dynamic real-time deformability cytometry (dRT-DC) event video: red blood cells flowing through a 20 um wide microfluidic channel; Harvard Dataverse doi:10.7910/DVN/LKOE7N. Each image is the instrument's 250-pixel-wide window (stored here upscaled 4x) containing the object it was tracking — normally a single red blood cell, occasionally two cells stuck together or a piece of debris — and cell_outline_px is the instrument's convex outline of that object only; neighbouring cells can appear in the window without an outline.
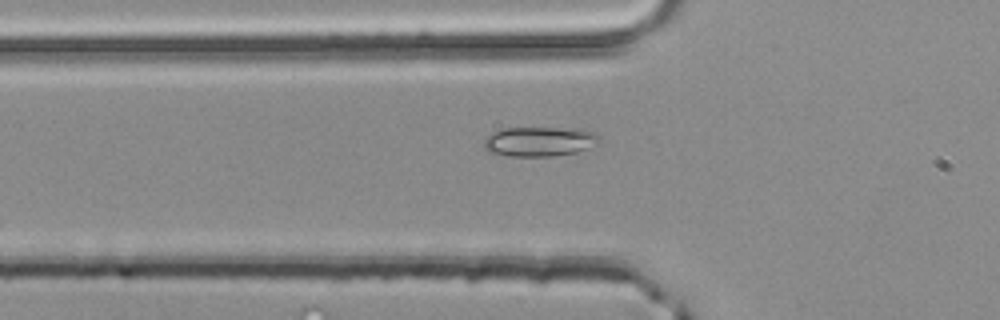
{"species": "common noctule bat (a hibernating species)", "species_latin": "Nyctalus noctula", "temperature_condition": "room temperature", "stored_images_in_passage": 4, "camera_frame_rate_fps": 3000, "um_per_image_px": 0.085, "animal": {"sex": "male", "body_mass_g": 20.4}, "frame": {"image": 1, "passage_image": 4, "time_ms": 1.0, "image_size_px": [1000, 320], "cell_outline_px": [[600, 140], [588, 148], [576, 152], [552, 156], [508, 156], [488, 152], [484, 148], [484, 140], [488, 136], [504, 128], [580, 128], [596, 132], [600, 136]], "centroid_in_image_um": [45.88, 12.02], "position_along_channel_um": 79.9, "area_um2": 19.94}}